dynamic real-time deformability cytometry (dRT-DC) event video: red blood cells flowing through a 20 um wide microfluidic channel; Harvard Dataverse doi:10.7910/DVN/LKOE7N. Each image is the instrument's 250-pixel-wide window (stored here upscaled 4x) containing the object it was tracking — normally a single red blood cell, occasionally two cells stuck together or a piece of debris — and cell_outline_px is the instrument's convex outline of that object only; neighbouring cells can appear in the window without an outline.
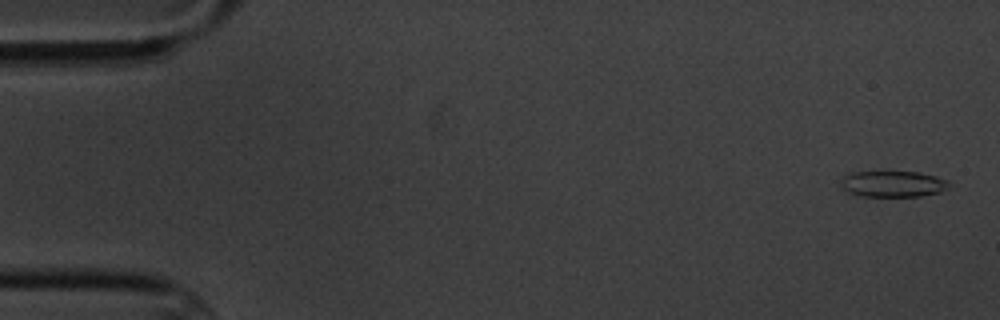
{"species": "common noctule bat (a hibernating species)", "species_latin": "Nyctalus noctula", "temperature_condition": "cold", "stored_images_in_passage": 6, "camera_frame_rate_fps": 3000, "um_per_image_px": 0.085, "animal": {"sex": "male", "body_mass_g": 20.1, "forearm_length_mm": 53.5}, "frame": {"image": 1, "passage_image": 1, "time_ms": 0.0, "image_size_px": [1000, 320], "cell_outline_px": [[952, 184], [940, 192], [920, 196], [860, 196], [848, 192], [840, 184], [840, 180], [844, 176], [852, 172], [920, 172], [936, 176], [948, 180]], "centroid_in_image_um": [75.92, 15.63], "position_along_channel_um": 9.1, "area_um2": 16.47}}